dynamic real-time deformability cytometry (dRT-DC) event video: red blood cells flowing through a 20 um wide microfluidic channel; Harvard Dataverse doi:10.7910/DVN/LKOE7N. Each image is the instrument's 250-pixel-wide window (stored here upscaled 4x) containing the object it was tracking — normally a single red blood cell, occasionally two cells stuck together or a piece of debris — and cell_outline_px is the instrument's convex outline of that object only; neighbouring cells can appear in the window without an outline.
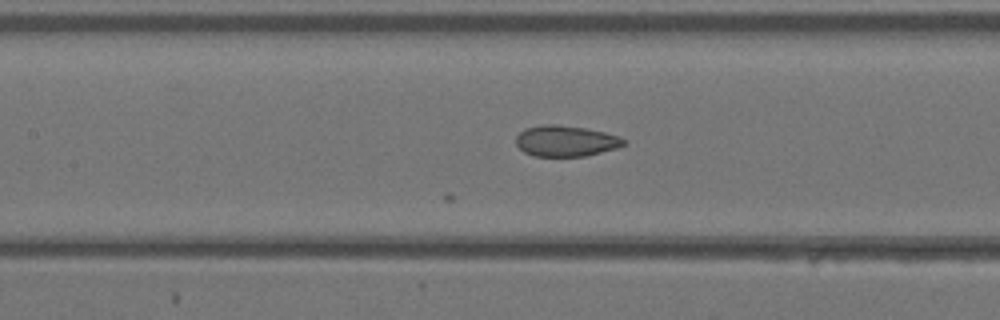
{"species": "Egyptian fruit bat (a non-hibernating species)", "species_latin": "Rousettus aegyptiacus", "temperature_condition": "warm", "stored_images_in_passage": 32, "camera_frame_rate_fps": 3000, "um_per_image_px": 0.085, "animal": {"sex": "female"}, "frame": {"image": 1, "passage_image": 18, "time_ms": 5.667, "image_size_px": [1000, 320], "cell_outline_px": [[624, 144], [616, 148], [584, 156], [532, 156], [524, 152], [516, 144], [516, 136], [524, 128], [544, 124], [552, 124], [584, 128], [604, 132], [620, 136], [624, 140]], "centroid_in_image_um": [48.04, 11.98], "position_along_channel_um": 159.4, "area_um2": 19.25}}
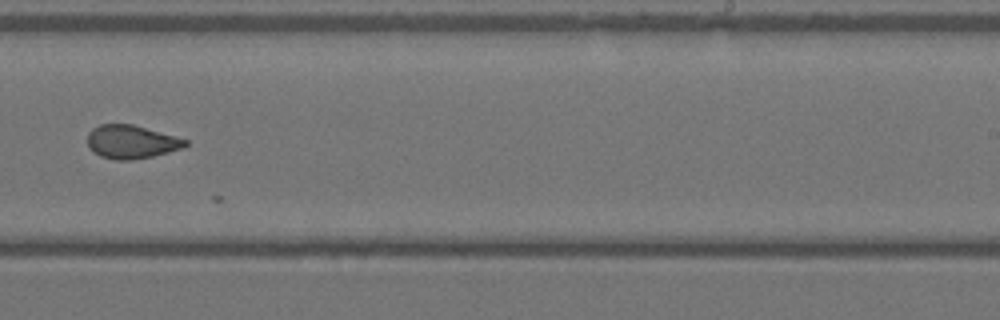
{"frame": {"image": 2, "passage_image": 25, "time_ms": 8.0, "image_size_px": [1000, 320], "cell_outline_px": [[188, 144], [180, 148], [168, 152], [152, 156], [132, 160], [116, 160], [100, 156], [92, 152], [88, 148], [88, 132], [92, 128], [100, 124], [132, 124], [188, 140]], "centroid_in_image_um": [11.11, 12.06], "position_along_channel_um": 277.9, "area_um2": 18.96}}
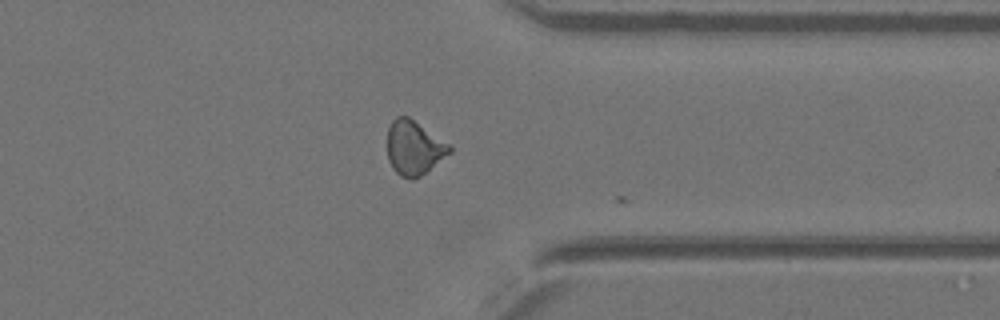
{"frame": {"image": 3, "passage_image": 31, "time_ms": 10.0, "image_size_px": [1000, 320], "cell_outline_px": [[452, 152], [420, 176], [412, 180], [400, 176], [392, 168], [388, 160], [388, 128], [392, 120], [396, 116], [408, 116], [452, 144]], "centroid_in_image_um": [35.21, 12.55], "position_along_channel_um": 376.2, "area_um2": 19.94}}